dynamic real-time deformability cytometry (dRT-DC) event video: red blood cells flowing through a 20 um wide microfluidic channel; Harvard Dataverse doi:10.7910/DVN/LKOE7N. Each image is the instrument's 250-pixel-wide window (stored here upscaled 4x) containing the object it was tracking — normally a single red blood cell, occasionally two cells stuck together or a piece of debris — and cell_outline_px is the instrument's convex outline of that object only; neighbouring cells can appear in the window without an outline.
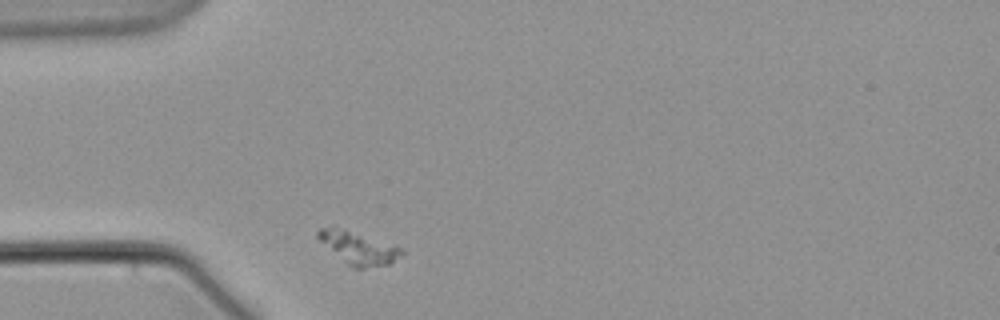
{"species": "common noctule bat (a hibernating species)", "species_latin": "Nyctalus noctula", "temperature_condition": "warm", "stored_images_in_passage": 1, "camera_frame_rate_fps": 3000, "um_per_image_px": 0.085, "animal": {"sex": "male", "body_mass_g": 21.5, "forearm_length_mm": 52.0}, "frame": {"image": 1, "passage_image": 1, "time_ms": 0.0, "image_size_px": [1000, 320], "cell_outline_px": [[404, 252], [388, 264], [360, 268], [352, 268], [320, 240], [316, 236], [316, 232], [320, 228], [332, 224], [344, 228], [400, 248]], "centroid_in_image_um": [30.38, 21.03], "position_along_channel_um": 54.6, "area_um2": 15.37}}